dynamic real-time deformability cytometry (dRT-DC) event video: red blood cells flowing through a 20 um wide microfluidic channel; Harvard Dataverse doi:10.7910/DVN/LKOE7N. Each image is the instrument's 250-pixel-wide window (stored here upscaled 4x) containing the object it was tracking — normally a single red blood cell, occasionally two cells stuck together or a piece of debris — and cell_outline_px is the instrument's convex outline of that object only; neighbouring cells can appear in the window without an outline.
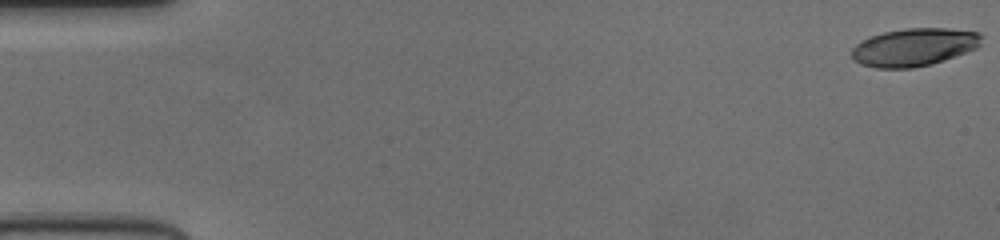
{"species": "human", "species_latin": "Homo sapiens", "temperature_condition": "cold", "stored_images_in_passage": 53, "camera_frame_rate_fps": 3000, "um_per_image_px": 0.085, "donor": {"sex": "female"}, "frame": {"image": 1, "passage_image": 1, "time_ms": 0.0, "image_size_px": [1000, 240], "cell_outline_px": [[984, 36], [980, 44], [976, 48], [944, 60], [932, 64], [912, 68], [876, 68], [860, 64], [852, 56], [852, 48], [860, 40], [884, 32], [904, 28], [948, 28], [980, 32]], "centroid_in_image_um": [77.71, 4.0], "position_along_channel_um": 7.3, "area_um2": 28.73}}
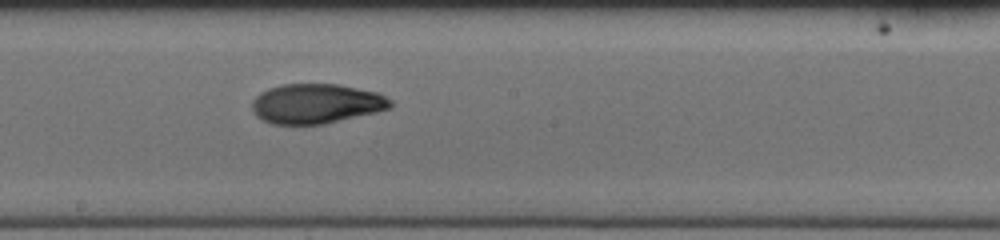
{"frame": {"image": 2, "passage_image": 30, "time_ms": 9.667, "image_size_px": [1000, 240], "cell_outline_px": [[392, 108], [376, 112], [324, 124], [272, 124], [256, 116], [252, 112], [252, 100], [260, 92], [268, 88], [284, 84], [336, 84], [376, 92], [392, 100]], "centroid_in_image_um": [26.86, 8.81], "position_along_channel_um": 221.3, "area_um2": 32.02}}
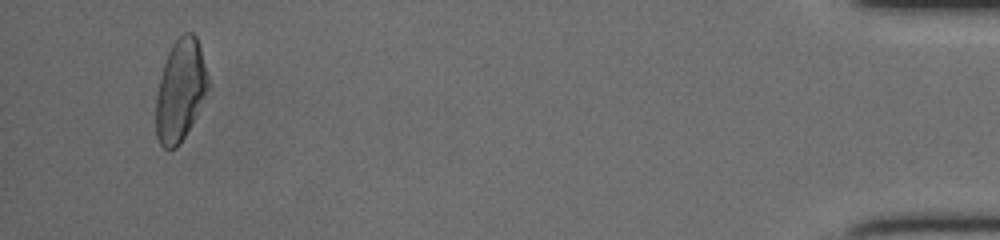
{"frame": {"image": 3, "passage_image": 51, "time_ms": 16.667, "image_size_px": [1000, 240], "cell_outline_px": [[208, 84], [204, 96], [184, 136], [176, 148], [164, 148], [160, 144], [156, 136], [156, 96], [164, 64], [168, 52], [172, 44], [184, 32], [192, 32], [196, 36], [200, 48], [208, 76]], "centroid_in_image_um": [15.3, 7.65], "position_along_channel_um": 419.9, "area_um2": 30.06}}